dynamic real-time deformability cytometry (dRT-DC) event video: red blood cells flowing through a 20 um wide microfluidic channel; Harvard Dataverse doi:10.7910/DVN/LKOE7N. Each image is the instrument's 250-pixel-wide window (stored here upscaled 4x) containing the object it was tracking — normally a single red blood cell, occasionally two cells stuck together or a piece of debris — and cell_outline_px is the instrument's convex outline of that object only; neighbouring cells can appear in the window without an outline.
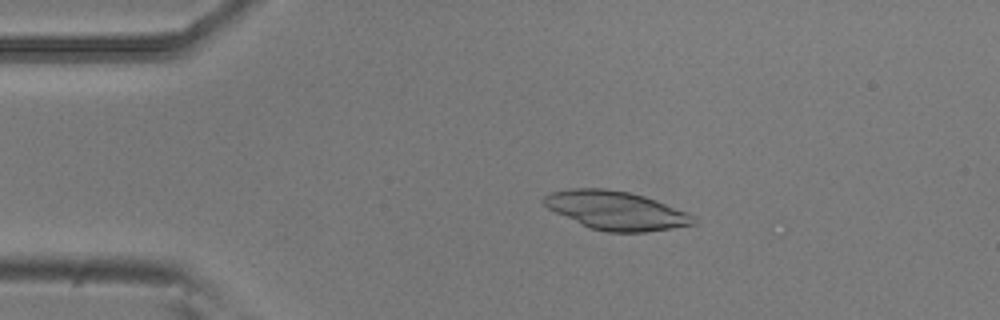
{"species": "common noctule bat (a hibernating species)", "species_latin": "Nyctalus noctula", "temperature_condition": "room temperature", "stored_images_in_passage": 19, "camera_frame_rate_fps": 3000, "um_per_image_px": 0.085, "animal": {"sex": "male", "body_mass_g": 20.5, "forearm_length_mm": 52.5}, "frame": {"image": 1, "passage_image": 3, "time_ms": 0.667, "image_size_px": [1000, 320], "cell_outline_px": [[696, 224], [672, 228], [644, 232], [608, 232], [588, 228], [548, 208], [544, 204], [544, 196], [552, 192], [568, 188], [608, 188], [628, 192], [644, 196], [656, 200], [688, 212], [696, 220]], "centroid_in_image_um": [52.37, 17.89], "position_along_channel_um": 32.6, "area_um2": 33.58}}